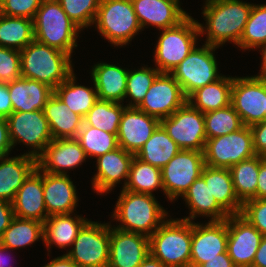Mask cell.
<instances>
[{
    "label": "cell",
    "instance_id": "6da1fadb",
    "mask_svg": "<svg viewBox=\"0 0 266 267\" xmlns=\"http://www.w3.org/2000/svg\"><path fill=\"white\" fill-rule=\"evenodd\" d=\"M253 3L243 0H205L203 19L205 26L197 21L199 34L207 35L204 44L220 47L226 42L238 45Z\"/></svg>",
    "mask_w": 266,
    "mask_h": 267
},
{
    "label": "cell",
    "instance_id": "7a4b0ae2",
    "mask_svg": "<svg viewBox=\"0 0 266 267\" xmlns=\"http://www.w3.org/2000/svg\"><path fill=\"white\" fill-rule=\"evenodd\" d=\"M118 197L111 218L120 222L116 225L120 230L150 237L169 217L155 195L122 189Z\"/></svg>",
    "mask_w": 266,
    "mask_h": 267
},
{
    "label": "cell",
    "instance_id": "3957f363",
    "mask_svg": "<svg viewBox=\"0 0 266 267\" xmlns=\"http://www.w3.org/2000/svg\"><path fill=\"white\" fill-rule=\"evenodd\" d=\"M21 77L55 90L74 71L71 55L33 40L20 51Z\"/></svg>",
    "mask_w": 266,
    "mask_h": 267
},
{
    "label": "cell",
    "instance_id": "277c9868",
    "mask_svg": "<svg viewBox=\"0 0 266 267\" xmlns=\"http://www.w3.org/2000/svg\"><path fill=\"white\" fill-rule=\"evenodd\" d=\"M34 36L39 43L72 56L81 29L67 16L57 0H42L34 18Z\"/></svg>",
    "mask_w": 266,
    "mask_h": 267
},
{
    "label": "cell",
    "instance_id": "5b68a950",
    "mask_svg": "<svg viewBox=\"0 0 266 267\" xmlns=\"http://www.w3.org/2000/svg\"><path fill=\"white\" fill-rule=\"evenodd\" d=\"M192 222L166 219L149 237L150 254L166 267H190Z\"/></svg>",
    "mask_w": 266,
    "mask_h": 267
},
{
    "label": "cell",
    "instance_id": "8992f818",
    "mask_svg": "<svg viewBox=\"0 0 266 267\" xmlns=\"http://www.w3.org/2000/svg\"><path fill=\"white\" fill-rule=\"evenodd\" d=\"M160 31L154 50V67L161 73H170L197 46L199 27L197 20L188 15L178 25Z\"/></svg>",
    "mask_w": 266,
    "mask_h": 267
},
{
    "label": "cell",
    "instance_id": "52a82bcc",
    "mask_svg": "<svg viewBox=\"0 0 266 267\" xmlns=\"http://www.w3.org/2000/svg\"><path fill=\"white\" fill-rule=\"evenodd\" d=\"M95 29L114 47L128 45L143 31L131 0H100Z\"/></svg>",
    "mask_w": 266,
    "mask_h": 267
},
{
    "label": "cell",
    "instance_id": "ba28073f",
    "mask_svg": "<svg viewBox=\"0 0 266 267\" xmlns=\"http://www.w3.org/2000/svg\"><path fill=\"white\" fill-rule=\"evenodd\" d=\"M217 48L219 47L208 44L195 47L188 56L170 72L180 84L186 97L198 88L213 83L223 76L218 72V63L214 55Z\"/></svg>",
    "mask_w": 266,
    "mask_h": 267
},
{
    "label": "cell",
    "instance_id": "9c48e42d",
    "mask_svg": "<svg viewBox=\"0 0 266 267\" xmlns=\"http://www.w3.org/2000/svg\"><path fill=\"white\" fill-rule=\"evenodd\" d=\"M65 253L78 267H108L110 224L89 220Z\"/></svg>",
    "mask_w": 266,
    "mask_h": 267
},
{
    "label": "cell",
    "instance_id": "30bf717a",
    "mask_svg": "<svg viewBox=\"0 0 266 267\" xmlns=\"http://www.w3.org/2000/svg\"><path fill=\"white\" fill-rule=\"evenodd\" d=\"M253 135L250 126L227 135L207 139L203 150L205 165L213 168H228L255 156Z\"/></svg>",
    "mask_w": 266,
    "mask_h": 267
},
{
    "label": "cell",
    "instance_id": "8fae6325",
    "mask_svg": "<svg viewBox=\"0 0 266 267\" xmlns=\"http://www.w3.org/2000/svg\"><path fill=\"white\" fill-rule=\"evenodd\" d=\"M6 119L12 147L23 143L31 149L26 152L29 156L37 159L53 140L43 110L13 112Z\"/></svg>",
    "mask_w": 266,
    "mask_h": 267
},
{
    "label": "cell",
    "instance_id": "7c38bea8",
    "mask_svg": "<svg viewBox=\"0 0 266 267\" xmlns=\"http://www.w3.org/2000/svg\"><path fill=\"white\" fill-rule=\"evenodd\" d=\"M205 166L203 151L181 149L162 169L164 194L172 203L185 194L201 176Z\"/></svg>",
    "mask_w": 266,
    "mask_h": 267
},
{
    "label": "cell",
    "instance_id": "4fadbf2b",
    "mask_svg": "<svg viewBox=\"0 0 266 267\" xmlns=\"http://www.w3.org/2000/svg\"><path fill=\"white\" fill-rule=\"evenodd\" d=\"M160 125L180 149L203 151L206 132L204 113L188 102L171 116L160 120Z\"/></svg>",
    "mask_w": 266,
    "mask_h": 267
},
{
    "label": "cell",
    "instance_id": "5bb4252c",
    "mask_svg": "<svg viewBox=\"0 0 266 267\" xmlns=\"http://www.w3.org/2000/svg\"><path fill=\"white\" fill-rule=\"evenodd\" d=\"M231 105L245 126L264 121L266 109V78L233 77Z\"/></svg>",
    "mask_w": 266,
    "mask_h": 267
},
{
    "label": "cell",
    "instance_id": "9a60e30c",
    "mask_svg": "<svg viewBox=\"0 0 266 267\" xmlns=\"http://www.w3.org/2000/svg\"><path fill=\"white\" fill-rule=\"evenodd\" d=\"M186 102L187 97L177 80L170 73H160L137 108L161 120Z\"/></svg>",
    "mask_w": 266,
    "mask_h": 267
},
{
    "label": "cell",
    "instance_id": "2e32d148",
    "mask_svg": "<svg viewBox=\"0 0 266 267\" xmlns=\"http://www.w3.org/2000/svg\"><path fill=\"white\" fill-rule=\"evenodd\" d=\"M228 218L205 224L192 222L190 267H198L227 251Z\"/></svg>",
    "mask_w": 266,
    "mask_h": 267
},
{
    "label": "cell",
    "instance_id": "e0dca14e",
    "mask_svg": "<svg viewBox=\"0 0 266 267\" xmlns=\"http://www.w3.org/2000/svg\"><path fill=\"white\" fill-rule=\"evenodd\" d=\"M263 235L240 214L228 217L227 252L235 267H251Z\"/></svg>",
    "mask_w": 266,
    "mask_h": 267
},
{
    "label": "cell",
    "instance_id": "ac0fdd59",
    "mask_svg": "<svg viewBox=\"0 0 266 267\" xmlns=\"http://www.w3.org/2000/svg\"><path fill=\"white\" fill-rule=\"evenodd\" d=\"M87 158L76 138L53 139L37 158V167L49 174L68 175V170L82 165Z\"/></svg>",
    "mask_w": 266,
    "mask_h": 267
},
{
    "label": "cell",
    "instance_id": "d6986e66",
    "mask_svg": "<svg viewBox=\"0 0 266 267\" xmlns=\"http://www.w3.org/2000/svg\"><path fill=\"white\" fill-rule=\"evenodd\" d=\"M135 154L122 147L96 158L97 173L91 179L93 191L99 195L110 193L121 180L123 189L129 177L130 166ZM110 191V192H109Z\"/></svg>",
    "mask_w": 266,
    "mask_h": 267
},
{
    "label": "cell",
    "instance_id": "ffe728a7",
    "mask_svg": "<svg viewBox=\"0 0 266 267\" xmlns=\"http://www.w3.org/2000/svg\"><path fill=\"white\" fill-rule=\"evenodd\" d=\"M149 253V237L120 230L110 223L108 267H138Z\"/></svg>",
    "mask_w": 266,
    "mask_h": 267
},
{
    "label": "cell",
    "instance_id": "44dd1931",
    "mask_svg": "<svg viewBox=\"0 0 266 267\" xmlns=\"http://www.w3.org/2000/svg\"><path fill=\"white\" fill-rule=\"evenodd\" d=\"M159 125L158 118L137 107H125L117 133L118 146L136 154Z\"/></svg>",
    "mask_w": 266,
    "mask_h": 267
},
{
    "label": "cell",
    "instance_id": "7402d4cb",
    "mask_svg": "<svg viewBox=\"0 0 266 267\" xmlns=\"http://www.w3.org/2000/svg\"><path fill=\"white\" fill-rule=\"evenodd\" d=\"M138 22L143 29L154 26L157 30L178 25L189 14L180 6V0H131Z\"/></svg>",
    "mask_w": 266,
    "mask_h": 267
},
{
    "label": "cell",
    "instance_id": "603a6c76",
    "mask_svg": "<svg viewBox=\"0 0 266 267\" xmlns=\"http://www.w3.org/2000/svg\"><path fill=\"white\" fill-rule=\"evenodd\" d=\"M14 216L44 223L48 218L43 197V172L36 167L13 199Z\"/></svg>",
    "mask_w": 266,
    "mask_h": 267
},
{
    "label": "cell",
    "instance_id": "cb8c5ba5",
    "mask_svg": "<svg viewBox=\"0 0 266 267\" xmlns=\"http://www.w3.org/2000/svg\"><path fill=\"white\" fill-rule=\"evenodd\" d=\"M69 177L43 172V197L48 216L74 213L79 197Z\"/></svg>",
    "mask_w": 266,
    "mask_h": 267
},
{
    "label": "cell",
    "instance_id": "d4e9b609",
    "mask_svg": "<svg viewBox=\"0 0 266 267\" xmlns=\"http://www.w3.org/2000/svg\"><path fill=\"white\" fill-rule=\"evenodd\" d=\"M101 62L94 64L91 70L98 99L124 104L129 69Z\"/></svg>",
    "mask_w": 266,
    "mask_h": 267
},
{
    "label": "cell",
    "instance_id": "484cf974",
    "mask_svg": "<svg viewBox=\"0 0 266 267\" xmlns=\"http://www.w3.org/2000/svg\"><path fill=\"white\" fill-rule=\"evenodd\" d=\"M0 157V200L12 202L25 179L37 167V159L26 153Z\"/></svg>",
    "mask_w": 266,
    "mask_h": 267
},
{
    "label": "cell",
    "instance_id": "4316f807",
    "mask_svg": "<svg viewBox=\"0 0 266 267\" xmlns=\"http://www.w3.org/2000/svg\"><path fill=\"white\" fill-rule=\"evenodd\" d=\"M8 90L13 112L43 110L47 100L54 93L48 85L23 77L9 82Z\"/></svg>",
    "mask_w": 266,
    "mask_h": 267
},
{
    "label": "cell",
    "instance_id": "83f0119b",
    "mask_svg": "<svg viewBox=\"0 0 266 267\" xmlns=\"http://www.w3.org/2000/svg\"><path fill=\"white\" fill-rule=\"evenodd\" d=\"M88 221L87 218L73 213L48 216L43 223V243L47 251L50 252L53 244L61 249L72 247L79 231Z\"/></svg>",
    "mask_w": 266,
    "mask_h": 267
},
{
    "label": "cell",
    "instance_id": "f1b7e54d",
    "mask_svg": "<svg viewBox=\"0 0 266 267\" xmlns=\"http://www.w3.org/2000/svg\"><path fill=\"white\" fill-rule=\"evenodd\" d=\"M182 197L190 209L189 216L181 218L183 220L193 222L197 216H206L211 218L210 221H222L229 217V214L215 200L201 176L191 184Z\"/></svg>",
    "mask_w": 266,
    "mask_h": 267
},
{
    "label": "cell",
    "instance_id": "f546056e",
    "mask_svg": "<svg viewBox=\"0 0 266 267\" xmlns=\"http://www.w3.org/2000/svg\"><path fill=\"white\" fill-rule=\"evenodd\" d=\"M53 139L76 138L83 126V117L72 112L54 93L43 108Z\"/></svg>",
    "mask_w": 266,
    "mask_h": 267
},
{
    "label": "cell",
    "instance_id": "4dcf8cb0",
    "mask_svg": "<svg viewBox=\"0 0 266 267\" xmlns=\"http://www.w3.org/2000/svg\"><path fill=\"white\" fill-rule=\"evenodd\" d=\"M201 177L218 204L229 214H240L242 203L238 200L230 169L204 166Z\"/></svg>",
    "mask_w": 266,
    "mask_h": 267
},
{
    "label": "cell",
    "instance_id": "1f68e13d",
    "mask_svg": "<svg viewBox=\"0 0 266 267\" xmlns=\"http://www.w3.org/2000/svg\"><path fill=\"white\" fill-rule=\"evenodd\" d=\"M233 77L222 76L217 81L198 88L187 102L202 113L225 108L231 104Z\"/></svg>",
    "mask_w": 266,
    "mask_h": 267
},
{
    "label": "cell",
    "instance_id": "d6a6232c",
    "mask_svg": "<svg viewBox=\"0 0 266 267\" xmlns=\"http://www.w3.org/2000/svg\"><path fill=\"white\" fill-rule=\"evenodd\" d=\"M180 150L175 141L159 125L152 136L138 150L135 157L162 169Z\"/></svg>",
    "mask_w": 266,
    "mask_h": 267
},
{
    "label": "cell",
    "instance_id": "836d02e7",
    "mask_svg": "<svg viewBox=\"0 0 266 267\" xmlns=\"http://www.w3.org/2000/svg\"><path fill=\"white\" fill-rule=\"evenodd\" d=\"M74 72L62 82L55 90L54 94L61 99L72 112L85 117L94 104L98 101V94L94 87L79 85L76 82Z\"/></svg>",
    "mask_w": 266,
    "mask_h": 267
},
{
    "label": "cell",
    "instance_id": "e575fe53",
    "mask_svg": "<svg viewBox=\"0 0 266 267\" xmlns=\"http://www.w3.org/2000/svg\"><path fill=\"white\" fill-rule=\"evenodd\" d=\"M44 239L43 223L14 216L9 227L0 238L1 245L11 250L24 248Z\"/></svg>",
    "mask_w": 266,
    "mask_h": 267
},
{
    "label": "cell",
    "instance_id": "d590c367",
    "mask_svg": "<svg viewBox=\"0 0 266 267\" xmlns=\"http://www.w3.org/2000/svg\"><path fill=\"white\" fill-rule=\"evenodd\" d=\"M35 40L33 20L0 14V46L21 51Z\"/></svg>",
    "mask_w": 266,
    "mask_h": 267
},
{
    "label": "cell",
    "instance_id": "8d00e7d4",
    "mask_svg": "<svg viewBox=\"0 0 266 267\" xmlns=\"http://www.w3.org/2000/svg\"><path fill=\"white\" fill-rule=\"evenodd\" d=\"M233 187L238 200L243 204L256 199L259 174V155L243 160L230 168Z\"/></svg>",
    "mask_w": 266,
    "mask_h": 267
},
{
    "label": "cell",
    "instance_id": "74e56055",
    "mask_svg": "<svg viewBox=\"0 0 266 267\" xmlns=\"http://www.w3.org/2000/svg\"><path fill=\"white\" fill-rule=\"evenodd\" d=\"M159 188L164 193L161 169L145 163L134 156L130 166L129 177L123 189L154 195L153 191Z\"/></svg>",
    "mask_w": 266,
    "mask_h": 267
},
{
    "label": "cell",
    "instance_id": "f35d334b",
    "mask_svg": "<svg viewBox=\"0 0 266 267\" xmlns=\"http://www.w3.org/2000/svg\"><path fill=\"white\" fill-rule=\"evenodd\" d=\"M126 106L122 103L99 100L83 118L89 125L117 136L119 123Z\"/></svg>",
    "mask_w": 266,
    "mask_h": 267
},
{
    "label": "cell",
    "instance_id": "ab89813d",
    "mask_svg": "<svg viewBox=\"0 0 266 267\" xmlns=\"http://www.w3.org/2000/svg\"><path fill=\"white\" fill-rule=\"evenodd\" d=\"M76 139L84 149L87 157H95V159L119 147L115 134L85 125L84 123Z\"/></svg>",
    "mask_w": 266,
    "mask_h": 267
},
{
    "label": "cell",
    "instance_id": "60d3db41",
    "mask_svg": "<svg viewBox=\"0 0 266 267\" xmlns=\"http://www.w3.org/2000/svg\"><path fill=\"white\" fill-rule=\"evenodd\" d=\"M206 138L212 139L241 129L244 124L233 106L204 113Z\"/></svg>",
    "mask_w": 266,
    "mask_h": 267
},
{
    "label": "cell",
    "instance_id": "b9f144b4",
    "mask_svg": "<svg viewBox=\"0 0 266 267\" xmlns=\"http://www.w3.org/2000/svg\"><path fill=\"white\" fill-rule=\"evenodd\" d=\"M266 43V4H254L242 37L237 45L241 50L258 49Z\"/></svg>",
    "mask_w": 266,
    "mask_h": 267
},
{
    "label": "cell",
    "instance_id": "7bdbcfd3",
    "mask_svg": "<svg viewBox=\"0 0 266 267\" xmlns=\"http://www.w3.org/2000/svg\"><path fill=\"white\" fill-rule=\"evenodd\" d=\"M161 72L155 67L145 65L137 70H129L126 83L125 99H131L126 107H137L144 99L156 77Z\"/></svg>",
    "mask_w": 266,
    "mask_h": 267
},
{
    "label": "cell",
    "instance_id": "ee69618b",
    "mask_svg": "<svg viewBox=\"0 0 266 267\" xmlns=\"http://www.w3.org/2000/svg\"><path fill=\"white\" fill-rule=\"evenodd\" d=\"M67 16L81 29L93 26L100 0H57Z\"/></svg>",
    "mask_w": 266,
    "mask_h": 267
},
{
    "label": "cell",
    "instance_id": "f6af8a7d",
    "mask_svg": "<svg viewBox=\"0 0 266 267\" xmlns=\"http://www.w3.org/2000/svg\"><path fill=\"white\" fill-rule=\"evenodd\" d=\"M21 77L20 51L0 46V83H9Z\"/></svg>",
    "mask_w": 266,
    "mask_h": 267
},
{
    "label": "cell",
    "instance_id": "bcb514c9",
    "mask_svg": "<svg viewBox=\"0 0 266 267\" xmlns=\"http://www.w3.org/2000/svg\"><path fill=\"white\" fill-rule=\"evenodd\" d=\"M240 215L262 235H266V199H251L242 204Z\"/></svg>",
    "mask_w": 266,
    "mask_h": 267
},
{
    "label": "cell",
    "instance_id": "7dc6e473",
    "mask_svg": "<svg viewBox=\"0 0 266 267\" xmlns=\"http://www.w3.org/2000/svg\"><path fill=\"white\" fill-rule=\"evenodd\" d=\"M41 2L42 0H3L0 2V14L33 20Z\"/></svg>",
    "mask_w": 266,
    "mask_h": 267
},
{
    "label": "cell",
    "instance_id": "c3c4849f",
    "mask_svg": "<svg viewBox=\"0 0 266 267\" xmlns=\"http://www.w3.org/2000/svg\"><path fill=\"white\" fill-rule=\"evenodd\" d=\"M256 155L266 157V120L250 126Z\"/></svg>",
    "mask_w": 266,
    "mask_h": 267
},
{
    "label": "cell",
    "instance_id": "681fc988",
    "mask_svg": "<svg viewBox=\"0 0 266 267\" xmlns=\"http://www.w3.org/2000/svg\"><path fill=\"white\" fill-rule=\"evenodd\" d=\"M12 149L7 119L0 117V157L9 155Z\"/></svg>",
    "mask_w": 266,
    "mask_h": 267
},
{
    "label": "cell",
    "instance_id": "f907efd6",
    "mask_svg": "<svg viewBox=\"0 0 266 267\" xmlns=\"http://www.w3.org/2000/svg\"><path fill=\"white\" fill-rule=\"evenodd\" d=\"M14 218L12 203L5 200H0V238L4 231L9 227Z\"/></svg>",
    "mask_w": 266,
    "mask_h": 267
},
{
    "label": "cell",
    "instance_id": "816d5d0a",
    "mask_svg": "<svg viewBox=\"0 0 266 267\" xmlns=\"http://www.w3.org/2000/svg\"><path fill=\"white\" fill-rule=\"evenodd\" d=\"M13 113L8 83H0V117L7 118Z\"/></svg>",
    "mask_w": 266,
    "mask_h": 267
},
{
    "label": "cell",
    "instance_id": "f5cc1de1",
    "mask_svg": "<svg viewBox=\"0 0 266 267\" xmlns=\"http://www.w3.org/2000/svg\"><path fill=\"white\" fill-rule=\"evenodd\" d=\"M256 199H266V157L259 155V174Z\"/></svg>",
    "mask_w": 266,
    "mask_h": 267
},
{
    "label": "cell",
    "instance_id": "db71d44e",
    "mask_svg": "<svg viewBox=\"0 0 266 267\" xmlns=\"http://www.w3.org/2000/svg\"><path fill=\"white\" fill-rule=\"evenodd\" d=\"M198 267H235L232 259L229 257L228 252L217 255L215 258L210 259L206 263Z\"/></svg>",
    "mask_w": 266,
    "mask_h": 267
},
{
    "label": "cell",
    "instance_id": "11a10c76",
    "mask_svg": "<svg viewBox=\"0 0 266 267\" xmlns=\"http://www.w3.org/2000/svg\"><path fill=\"white\" fill-rule=\"evenodd\" d=\"M251 267H266V235H263Z\"/></svg>",
    "mask_w": 266,
    "mask_h": 267
},
{
    "label": "cell",
    "instance_id": "9f6ffc18",
    "mask_svg": "<svg viewBox=\"0 0 266 267\" xmlns=\"http://www.w3.org/2000/svg\"><path fill=\"white\" fill-rule=\"evenodd\" d=\"M41 267H78L66 254L52 259L49 263Z\"/></svg>",
    "mask_w": 266,
    "mask_h": 267
},
{
    "label": "cell",
    "instance_id": "6f0895ef",
    "mask_svg": "<svg viewBox=\"0 0 266 267\" xmlns=\"http://www.w3.org/2000/svg\"><path fill=\"white\" fill-rule=\"evenodd\" d=\"M138 267H166L160 260L149 255L143 260V262Z\"/></svg>",
    "mask_w": 266,
    "mask_h": 267
},
{
    "label": "cell",
    "instance_id": "680465c9",
    "mask_svg": "<svg viewBox=\"0 0 266 267\" xmlns=\"http://www.w3.org/2000/svg\"><path fill=\"white\" fill-rule=\"evenodd\" d=\"M259 51L261 52V68H260V72L258 73V75H255V76H258V77H262V78H266V43L261 45L259 47Z\"/></svg>",
    "mask_w": 266,
    "mask_h": 267
},
{
    "label": "cell",
    "instance_id": "91938a15",
    "mask_svg": "<svg viewBox=\"0 0 266 267\" xmlns=\"http://www.w3.org/2000/svg\"><path fill=\"white\" fill-rule=\"evenodd\" d=\"M8 251L9 250L4 248L0 243V267H11V264L8 263L9 260V258L7 257L8 253H6Z\"/></svg>",
    "mask_w": 266,
    "mask_h": 267
},
{
    "label": "cell",
    "instance_id": "94428289",
    "mask_svg": "<svg viewBox=\"0 0 266 267\" xmlns=\"http://www.w3.org/2000/svg\"><path fill=\"white\" fill-rule=\"evenodd\" d=\"M264 120H266V109H265V113H264Z\"/></svg>",
    "mask_w": 266,
    "mask_h": 267
}]
</instances>
